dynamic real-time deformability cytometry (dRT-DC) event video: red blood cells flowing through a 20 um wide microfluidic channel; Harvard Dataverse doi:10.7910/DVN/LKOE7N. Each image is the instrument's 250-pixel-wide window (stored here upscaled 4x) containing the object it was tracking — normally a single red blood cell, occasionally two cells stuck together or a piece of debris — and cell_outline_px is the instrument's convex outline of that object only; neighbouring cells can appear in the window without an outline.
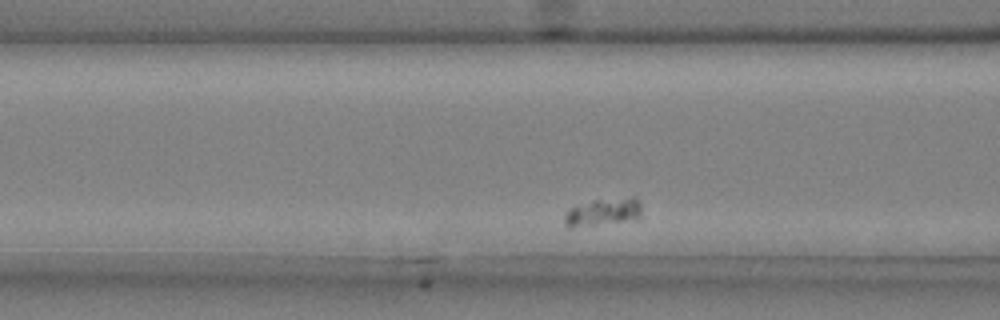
{"species": "common noctule bat (a hibernating species)", "species_latin": "Nyctalus noctula", "temperature_condition": "cold", "stored_images_in_passage": 42, "camera_frame_rate_fps": 3000, "um_per_image_px": 0.085, "animal": {"sex": "male", "body_mass_g": 20.4}, "frame": {"image": 1, "passage_image": 5, "time_ms": 1.333, "image_size_px": [1000, 320], "cell_outline_px": [[640, 216], [624, 220], [572, 228], [568, 228], [564, 224], [564, 216], [568, 208], [576, 204], [592, 200], [632, 196], [636, 196], [640, 204]], "centroid_in_image_um": [51.18, 17.99], "position_along_channel_um": 115.4, "area_um2": 12.43}}
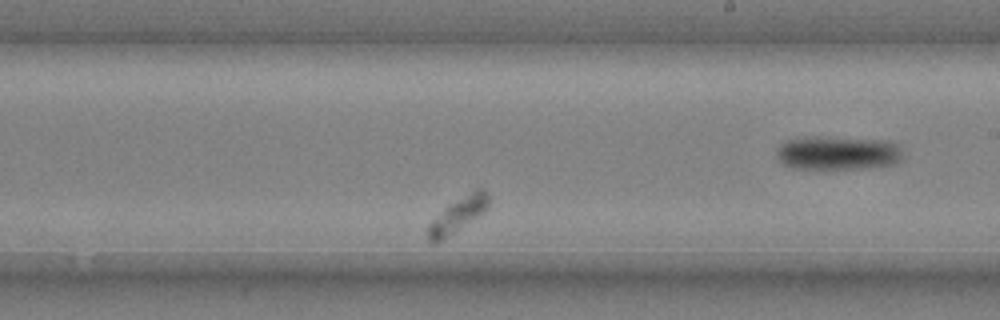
{"frame": {"image": 2, "passage_image": 18, "time_ms": 5.667, "image_size_px": [1000, 320], "cell_outline_px": [[488, 208], [484, 212], [436, 244], [432, 244], [428, 240], [428, 224], [448, 204], [476, 188], [484, 188], [488, 192]], "centroid_in_image_um": [38.92, 18.25], "position_along_channel_um": 250.1, "area_um2": 12.25}}
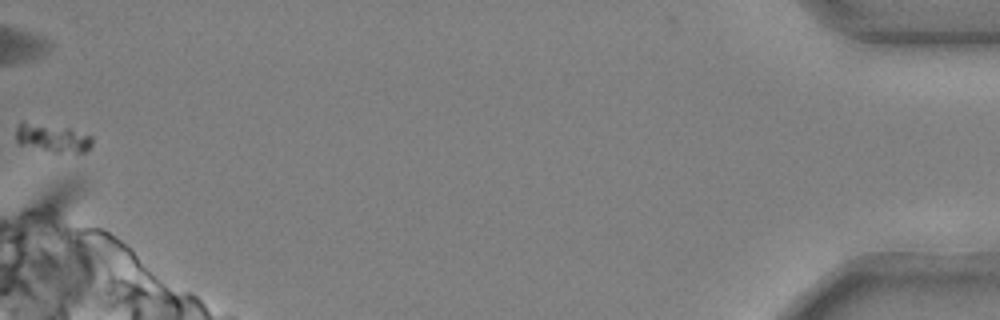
{"frame": {"image": 3, "passage_image": 42, "time_ms": 13.667, "image_size_px": [1000, 320], "cell_outline_px": [[92, 144], [84, 152], [52, 152], [20, 144], [16, 140], [16, 128], [20, 120], [68, 128], [92, 136]], "centroid_in_image_um": [4.41, 11.71], "position_along_channel_um": 430.8, "area_um2": 12.54}}